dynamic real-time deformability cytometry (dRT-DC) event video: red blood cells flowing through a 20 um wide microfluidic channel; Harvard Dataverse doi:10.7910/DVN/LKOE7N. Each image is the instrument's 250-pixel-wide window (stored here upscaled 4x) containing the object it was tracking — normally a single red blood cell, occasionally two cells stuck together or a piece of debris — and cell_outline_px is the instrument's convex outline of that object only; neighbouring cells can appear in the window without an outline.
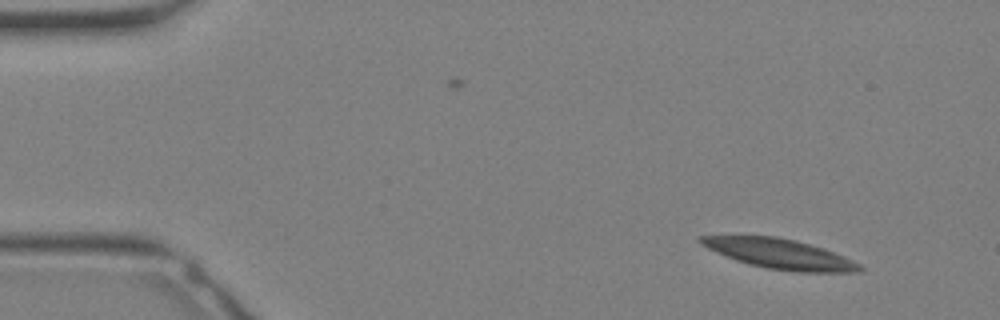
{"species": "Egyptian fruit bat (a non-hibernating species)", "species_latin": "Rousettus aegyptiacus", "temperature_condition": "warm", "stored_images_in_passage": 33, "camera_frame_rate_fps": 3000, "um_per_image_px": 0.085, "animal": {"sex": "female"}, "frame": {"image": 1, "passage_image": 3, "time_ms": 0.667, "image_size_px": [1000, 320], "cell_outline_px": [[864, 268], [860, 272], [796, 272], [768, 268], [748, 264], [736, 260], [716, 252], [700, 244], [696, 240], [700, 236], [776, 236], [796, 240], [824, 248], [844, 256], [860, 264]], "centroid_in_image_um": [66.3, 21.58], "position_along_channel_um": 18.7, "area_um2": 27.63}}
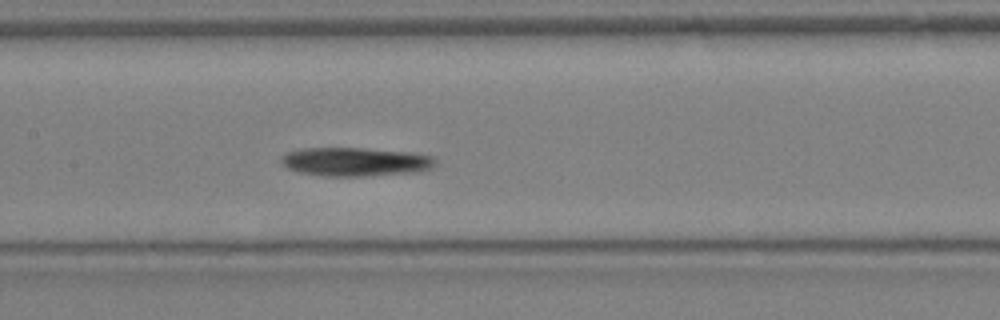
{"frame": {"image": 2, "passage_image": 16, "time_ms": 5.0, "image_size_px": [1000, 320], "cell_outline_px": [[436, 160], [432, 168], [420, 172], [368, 176], [324, 176], [300, 172], [288, 168], [280, 160], [280, 156], [288, 152], [300, 148], [364, 148], [412, 152], [432, 156]], "centroid_in_image_um": [30.23, 13.75], "position_along_channel_um": 177.2, "area_um2": 26.01}}
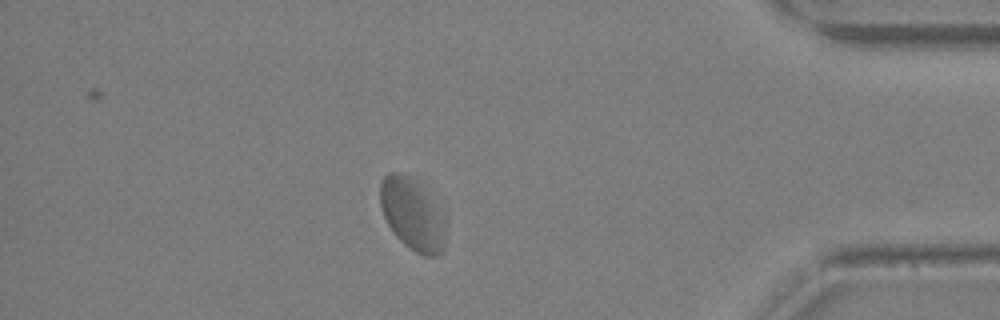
{"frame": {"image": 3, "passage_image": 29, "time_ms": 9.333, "image_size_px": [1000, 320], "cell_outline_px": [[444, 248], [436, 256], [424, 256], [416, 252], [404, 244], [396, 236], [388, 224], [384, 216], [380, 204], [380, 180], [384, 176], [392, 172], [400, 172], [412, 176], [416, 180], [432, 200], [444, 216]], "centroid_in_image_um": [35.02, 18.19], "position_along_channel_um": 400.2, "area_um2": 27.17}}